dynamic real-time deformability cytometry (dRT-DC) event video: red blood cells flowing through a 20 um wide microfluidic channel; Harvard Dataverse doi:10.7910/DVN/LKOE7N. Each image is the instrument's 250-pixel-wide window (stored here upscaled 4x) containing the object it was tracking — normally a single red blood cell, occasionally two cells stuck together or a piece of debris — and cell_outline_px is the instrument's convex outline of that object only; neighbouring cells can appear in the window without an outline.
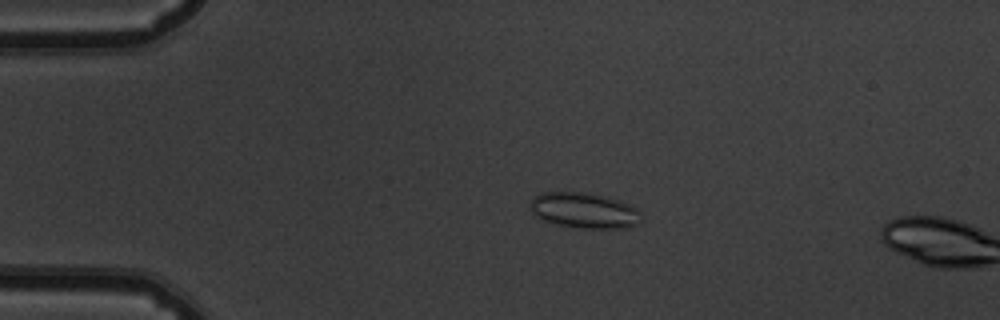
{"species": "common noctule bat (a hibernating species)", "species_latin": "Nyctalus noctula", "temperature_condition": "warm", "stored_images_in_passage": 15, "camera_frame_rate_fps": 3000, "um_per_image_px": 0.085, "animal": {"sex": "male", "body_mass_g": 19.5, "forearm_length_mm": 54.6}, "frame": {"image": 1, "passage_image": 13, "time_ms": 4.0, "image_size_px": [1000, 320], "cell_outline_px": [[640, 224], [624, 228], [580, 228], [556, 224], [544, 220], [536, 216], [532, 212], [532, 196], [540, 192], [580, 192], [620, 200], [640, 208]], "centroid_in_image_um": [49.69, 17.89], "position_along_channel_um": 35.3, "area_um2": 23.0}}